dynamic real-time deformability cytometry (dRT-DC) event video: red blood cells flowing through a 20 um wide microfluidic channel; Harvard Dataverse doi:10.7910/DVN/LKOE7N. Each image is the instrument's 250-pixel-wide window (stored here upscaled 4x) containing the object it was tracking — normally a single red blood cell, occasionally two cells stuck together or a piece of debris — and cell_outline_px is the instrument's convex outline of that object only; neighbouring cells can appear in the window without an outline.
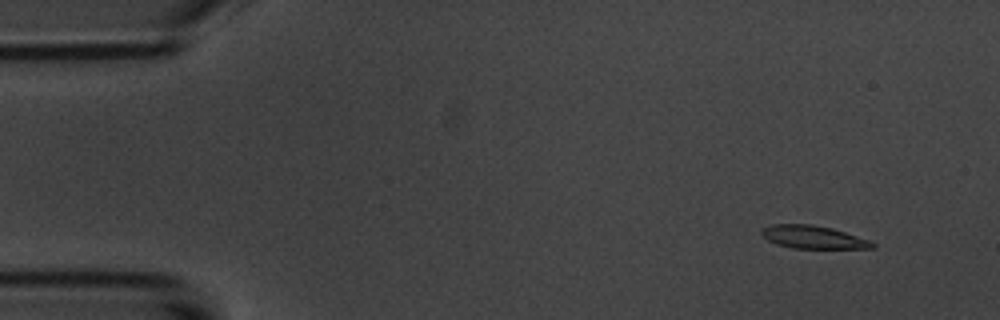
{"species": "common noctule bat (a hibernating species)", "species_latin": "Nyctalus noctula", "temperature_condition": "room temperature", "stored_images_in_passage": 6, "camera_frame_rate_fps": 3000, "um_per_image_px": 0.085, "animal": {"sex": "male", "body_mass_g": 20.1, "forearm_length_mm": 53.5}, "frame": {"image": 1, "passage_image": 2, "time_ms": 1.0, "image_size_px": [1000, 320], "cell_outline_px": [[876, 248], [792, 248], [776, 244], [768, 240], [760, 232], [760, 228], [772, 224], [812, 224], [832, 228], [868, 240], [876, 244]], "centroid_in_image_um": [69.07, 20.15], "position_along_channel_um": 15.9, "area_um2": 14.74}}
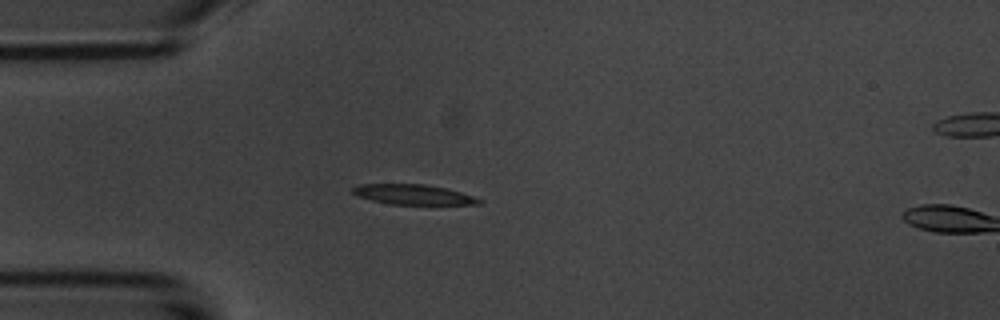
{"frame": {"image": 2, "passage_image": 5, "time_ms": 4.333, "image_size_px": [1000, 320], "cell_outline_px": [[484, 200], [480, 204], [388, 204], [356, 196], [352, 192], [352, 188], [360, 184], [424, 184], [444, 188], [460, 192]], "centroid_in_image_um": [35.09, 16.53], "position_along_channel_um": 49.9, "area_um2": 14.62}}